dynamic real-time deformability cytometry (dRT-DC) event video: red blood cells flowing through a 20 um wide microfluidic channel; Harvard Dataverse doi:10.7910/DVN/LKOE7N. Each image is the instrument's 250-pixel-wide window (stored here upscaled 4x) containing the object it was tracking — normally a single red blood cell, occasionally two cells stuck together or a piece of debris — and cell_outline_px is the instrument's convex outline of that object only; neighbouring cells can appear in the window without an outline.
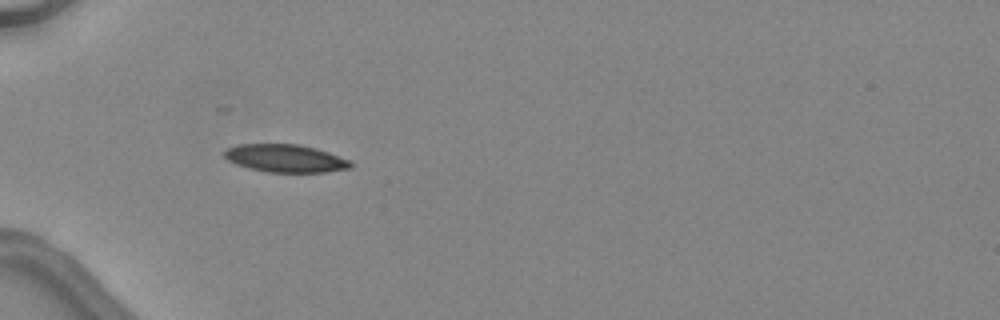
{"species": "common noctule bat (a hibernating species)", "species_latin": "Nyctalus noctula", "temperature_condition": "warm", "stored_images_in_passage": 47, "camera_frame_rate_fps": 3000, "um_per_image_px": 0.085, "animal": {"sex": "female", "body_mass_g": 24.6, "forearm_length_mm": 56.2}, "frame": {"image": 1, "passage_image": 17, "time_ms": 5.333, "image_size_px": [1000, 320], "cell_outline_px": [[352, 168], [324, 172], [268, 172], [248, 168], [236, 164], [228, 160], [224, 156], [224, 152], [228, 148], [240, 144], [300, 144], [316, 148], [328, 152], [348, 160], [352, 164]], "centroid_in_image_um": [24.25, 13.46], "position_along_channel_um": 60.7, "area_um2": 20.35}}
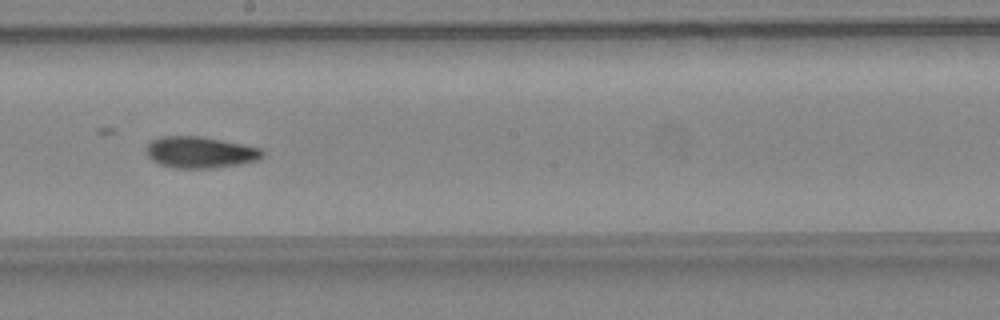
{"frame": {"image": 2, "passage_image": 29, "time_ms": 9.333, "image_size_px": [1000, 320], "cell_outline_px": [[264, 156], [256, 160], [240, 164], [208, 168], [176, 168], [160, 164], [152, 160], [148, 156], [148, 144], [152, 140], [160, 136], [200, 136], [260, 148], [264, 152]], "centroid_in_image_um": [17.01, 12.94], "position_along_channel_um": 231.2, "area_um2": 20.92}}
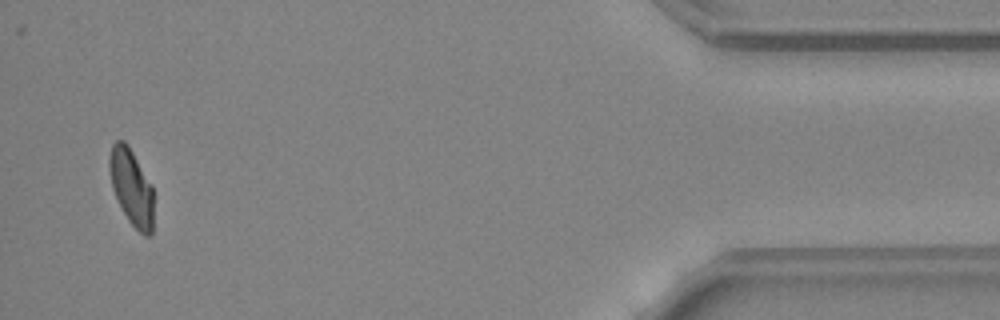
{"frame": {"image": 3, "passage_image": 46, "time_ms": 15.0, "image_size_px": [1000, 320], "cell_outline_px": [[152, 236], [144, 236], [128, 220], [112, 188], [108, 168], [108, 160], [112, 144], [116, 140], [124, 140], [128, 144], [152, 184]], "centroid_in_image_um": [11.16, 15.87], "position_along_channel_um": 424.0, "area_um2": 19.59}, "authors_computed_cell_mechanics": {"area_um2": 20.2878, "velocity_mm_per_s": 4.559, "shape_relaxation_time_tau1_ms": 6.4555, "shape_relaxation_time_tau2_ms": 4.8351, "deformation_change_tau1": 0.1643, "deformation_change_tau2": 0.1078}}